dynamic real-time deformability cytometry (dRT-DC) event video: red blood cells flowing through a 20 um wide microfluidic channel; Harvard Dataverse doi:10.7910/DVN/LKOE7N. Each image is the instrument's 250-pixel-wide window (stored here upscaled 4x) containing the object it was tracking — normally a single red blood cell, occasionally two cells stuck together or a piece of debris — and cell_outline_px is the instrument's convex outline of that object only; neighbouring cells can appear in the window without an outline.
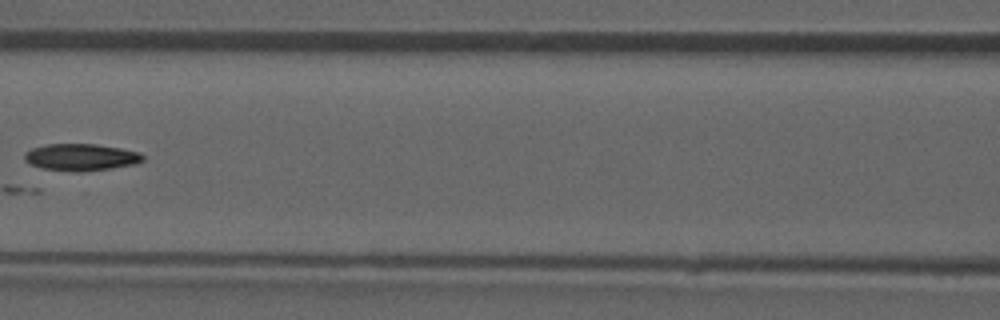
{"species": "common noctule bat (a hibernating species)", "species_latin": "Nyctalus noctula", "temperature_condition": "room temperature", "stored_images_in_passage": 7, "camera_frame_rate_fps": 3000, "um_per_image_px": 0.085, "animal": {"sex": "male", "forearm_length_mm": 52.5}, "frame": {"image": 1, "passage_image": 6, "time_ms": 6.667, "image_size_px": [1000, 320], "cell_outline_px": [[144, 160], [136, 164], [112, 168], [76, 172], [72, 172], [40, 168], [24, 160], [24, 152], [32, 148], [44, 144], [96, 144], [120, 148], [140, 152], [144, 156]], "centroid_in_image_um": [6.87, 13.36], "position_along_channel_um": 159.7, "area_um2": 18.73}}